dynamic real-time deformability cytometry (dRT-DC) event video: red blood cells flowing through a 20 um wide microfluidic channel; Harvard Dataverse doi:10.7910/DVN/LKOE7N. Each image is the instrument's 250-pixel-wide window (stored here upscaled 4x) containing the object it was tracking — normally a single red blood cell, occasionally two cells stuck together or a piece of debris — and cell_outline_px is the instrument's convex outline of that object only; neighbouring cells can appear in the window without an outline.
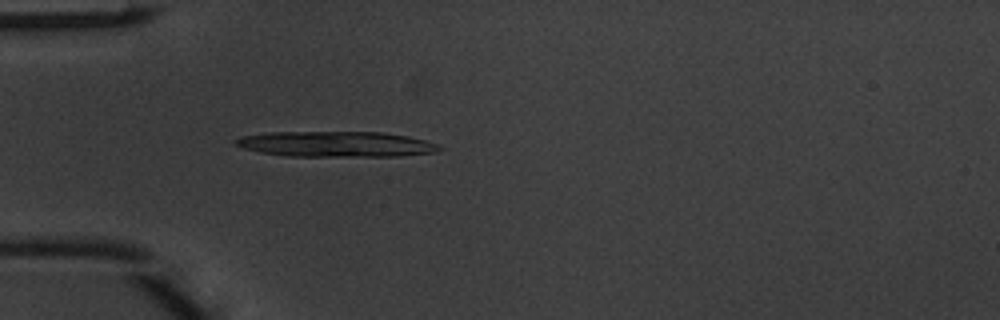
{"species": "common noctule bat (a hibernating species)", "species_latin": "Nyctalus noctula", "temperature_condition": "warm", "stored_images_in_passage": 15, "camera_frame_rate_fps": 3000, "um_per_image_px": 0.085, "animal": {"sex": "male", "body_mass_g": 20.1, "forearm_length_mm": 53.5}, "frame": {"image": 1, "passage_image": 15, "time_ms": 4.667, "image_size_px": [1000, 320], "cell_outline_px": [[444, 148], [436, 152], [400, 156], [288, 156], [260, 152], [244, 148], [236, 144], [232, 140], [240, 136], [272, 132], [384, 132], [408, 136], [440, 144]], "centroid_in_image_um": [28.6, 12.25], "position_along_channel_um": 56.4, "area_um2": 30.4}}